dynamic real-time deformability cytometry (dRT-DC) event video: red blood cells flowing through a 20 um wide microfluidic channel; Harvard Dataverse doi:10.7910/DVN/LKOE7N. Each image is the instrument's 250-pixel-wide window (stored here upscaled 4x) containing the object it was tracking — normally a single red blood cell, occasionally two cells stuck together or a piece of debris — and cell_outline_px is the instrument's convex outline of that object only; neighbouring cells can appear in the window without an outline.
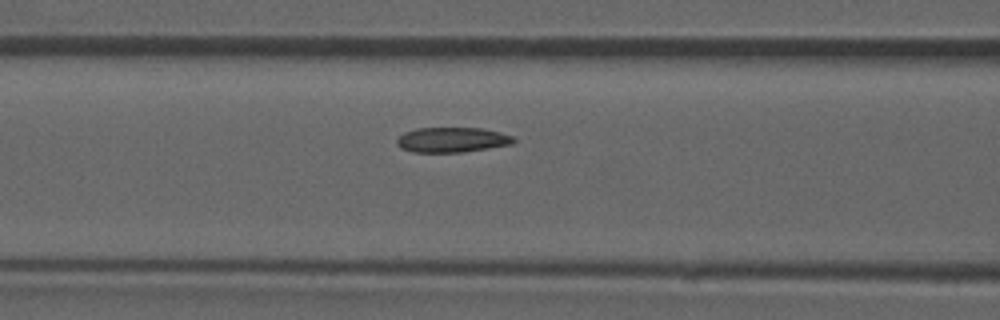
{"species": "common noctule bat (a hibernating species)", "species_latin": "Nyctalus noctula", "temperature_condition": "room temperature", "stored_images_in_passage": 45, "camera_frame_rate_fps": 3000, "um_per_image_px": 0.085, "animal": {"sex": "male", "forearm_length_mm": 52.5}, "frame": {"image": 1, "passage_image": 14, "time_ms": 4.333, "image_size_px": [1000, 320], "cell_outline_px": [[516, 140], [512, 144], [464, 152], [412, 152], [400, 148], [396, 144], [396, 140], [404, 132], [416, 128], [484, 128], [500, 132], [512, 136]], "centroid_in_image_um": [38.41, 11.88], "position_along_channel_um": 128.2, "area_um2": 17.11}, "authors_computed_cell_mechanics": {"area_um2": 17.2244, "velocity_mm_per_s": 3.8343, "shape_relaxation_time_tau1_ms": null, "shape_relaxation_time_tau2_ms": 2.972, "deformation_change_tau1": null, "deformation_change_tau2": 0.0735}}